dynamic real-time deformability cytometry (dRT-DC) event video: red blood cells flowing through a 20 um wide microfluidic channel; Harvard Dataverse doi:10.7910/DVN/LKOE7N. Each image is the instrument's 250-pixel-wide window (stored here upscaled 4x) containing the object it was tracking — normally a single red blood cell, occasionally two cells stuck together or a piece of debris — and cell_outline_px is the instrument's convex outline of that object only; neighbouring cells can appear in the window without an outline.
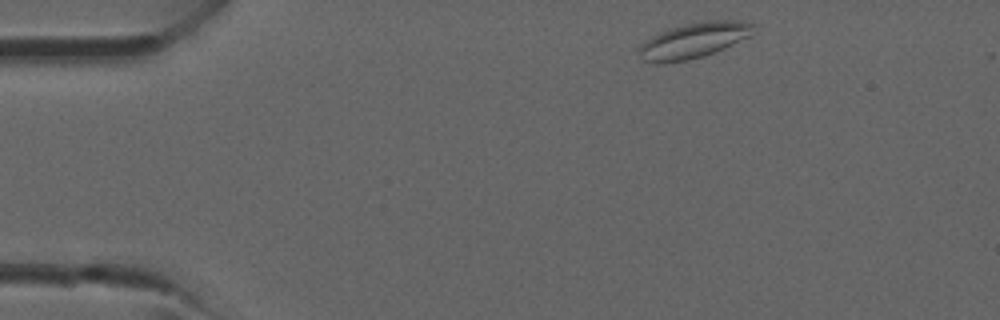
{"species": "common noctule bat (a hibernating species)", "species_latin": "Nyctalus noctula", "temperature_condition": "room temperature", "stored_images_in_passage": 37, "camera_frame_rate_fps": 3000, "um_per_image_px": 0.085, "animal": {"sex": "male", "forearm_length_mm": 52.5}, "frame": {"image": 1, "passage_image": 2, "time_ms": 0.333, "image_size_px": [1000, 320], "cell_outline_px": [[756, 32], [752, 36], [716, 52], [704, 56], [688, 60], [660, 64], [644, 60], [640, 52], [640, 48], [644, 40], [660, 32], [672, 28], [688, 24], [708, 20], [740, 20], [752, 24]], "centroid_in_image_um": [59.04, 3.44], "position_along_channel_um": 26.0, "area_um2": 23.58}}
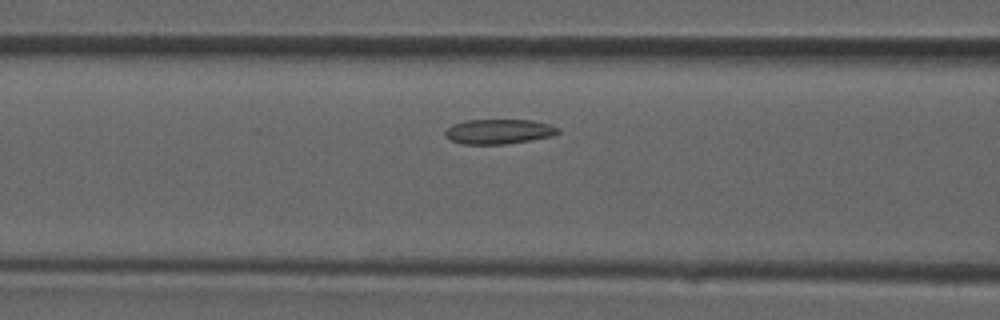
{"frame": {"image": 2, "passage_image": 12, "time_ms": 3.667, "image_size_px": [1000, 320], "cell_outline_px": [[560, 132], [552, 136], [504, 144], [460, 144], [448, 140], [444, 136], [444, 132], [452, 124], [464, 120], [532, 120], [548, 124], [560, 128]], "centroid_in_image_um": [42.34, 11.18], "position_along_channel_um": 124.3, "area_um2": 16.42}}
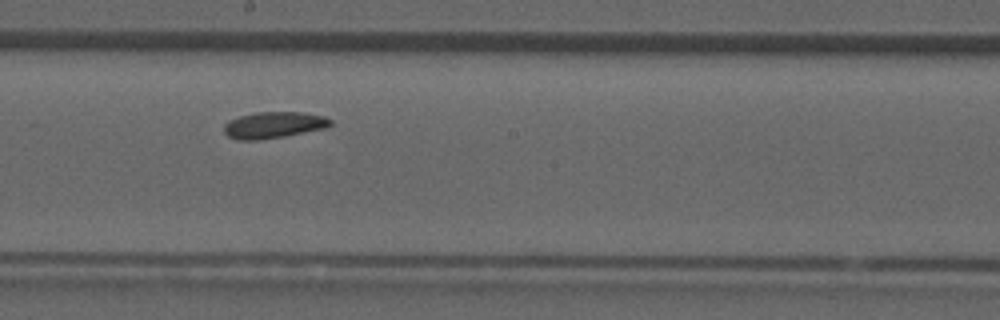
{"frame": {"image": 3, "passage_image": 18, "time_ms": 5.667, "image_size_px": [1000, 320], "cell_outline_px": [[332, 124], [324, 128], [284, 136], [256, 140], [240, 140], [228, 136], [224, 132], [224, 124], [228, 120], [240, 116], [256, 112], [304, 112], [324, 116], [332, 120]], "centroid_in_image_um": [23.25, 10.61], "position_along_channel_um": 225.0, "area_um2": 16.3}}